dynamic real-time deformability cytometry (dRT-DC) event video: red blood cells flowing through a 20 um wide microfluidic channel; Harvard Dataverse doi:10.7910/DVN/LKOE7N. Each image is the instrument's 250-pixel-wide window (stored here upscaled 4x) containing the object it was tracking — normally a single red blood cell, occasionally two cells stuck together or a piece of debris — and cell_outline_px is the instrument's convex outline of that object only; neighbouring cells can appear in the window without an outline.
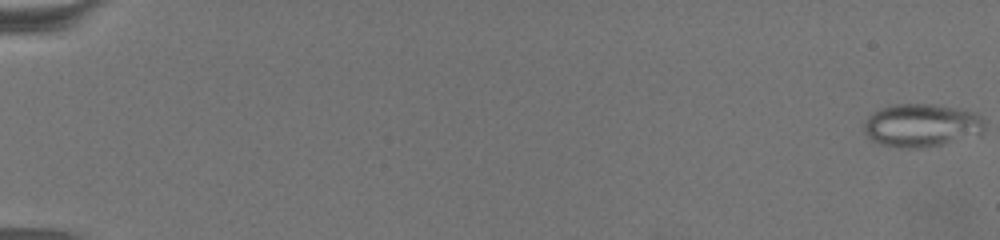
{"species": "common noctule bat (a hibernating species)", "species_latin": "Nyctalus noctula", "temperature_condition": "warm", "stored_images_in_passage": 65, "camera_frame_rate_fps": 3000, "um_per_image_px": 0.085, "animal": {"sex": "female", "body_mass_g": 19.5, "forearm_length_mm": 54.1}, "frame": {"image": 1, "passage_image": 1, "time_ms": 0.0, "image_size_px": [1000, 240], "cell_outline_px": [[984, 132], [980, 136], [924, 148], [908, 148], [880, 144], [872, 140], [864, 132], [864, 124], [868, 116], [872, 112], [880, 108], [892, 104], [932, 104], [956, 108], [976, 112], [984, 120]], "centroid_in_image_um": [78.37, 10.66], "position_along_channel_um": 6.6, "area_um2": 30.69}}
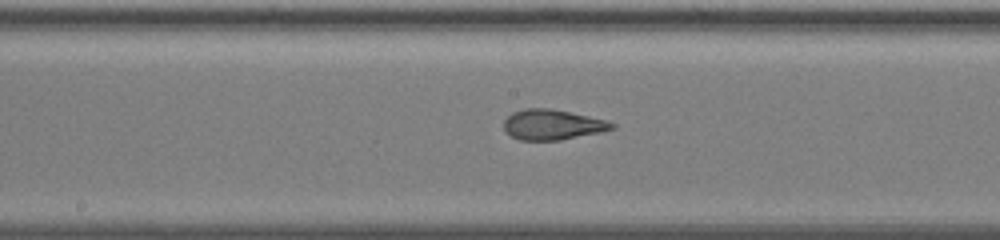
{"frame": {"image": 2, "passage_image": 37, "time_ms": 12.0, "image_size_px": [1000, 240], "cell_outline_px": [[616, 128], [600, 132], [560, 140], [520, 140], [504, 132], [504, 120], [512, 112], [524, 108], [552, 108], [608, 120], [616, 124]], "centroid_in_image_um": [46.96, 10.58], "position_along_channel_um": 201.2, "area_um2": 19.25}}
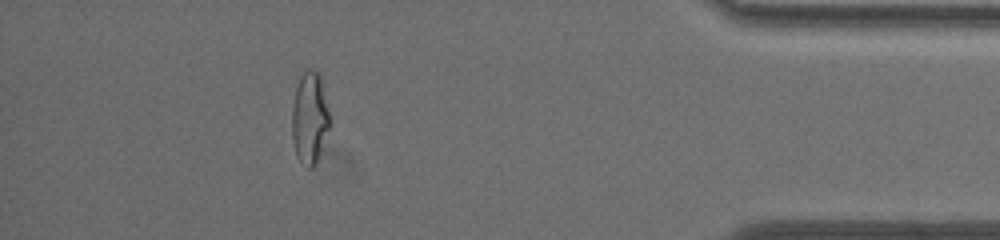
{"frame": {"image": 3, "passage_image": 59, "time_ms": 19.333, "image_size_px": [1000, 240], "cell_outline_px": [[328, 128], [316, 164], [312, 168], [308, 168], [296, 156], [292, 136], [292, 108], [296, 88], [300, 76], [304, 68], [312, 68], [320, 72], [328, 112]], "centroid_in_image_um": [26.3, 9.97], "position_along_channel_um": 408.9, "area_um2": 20.0}, "authors_computed_cell_mechanics": {"area_um2": 22.0796, "velocity_mm_per_s": 3.1318, "shape_relaxation_time_tau1_ms": 7.1321, "shape_relaxation_time_tau2_ms": 0.9355, "deformation_change_tau1": 0.2085, "deformation_change_tau2": 0.097}}